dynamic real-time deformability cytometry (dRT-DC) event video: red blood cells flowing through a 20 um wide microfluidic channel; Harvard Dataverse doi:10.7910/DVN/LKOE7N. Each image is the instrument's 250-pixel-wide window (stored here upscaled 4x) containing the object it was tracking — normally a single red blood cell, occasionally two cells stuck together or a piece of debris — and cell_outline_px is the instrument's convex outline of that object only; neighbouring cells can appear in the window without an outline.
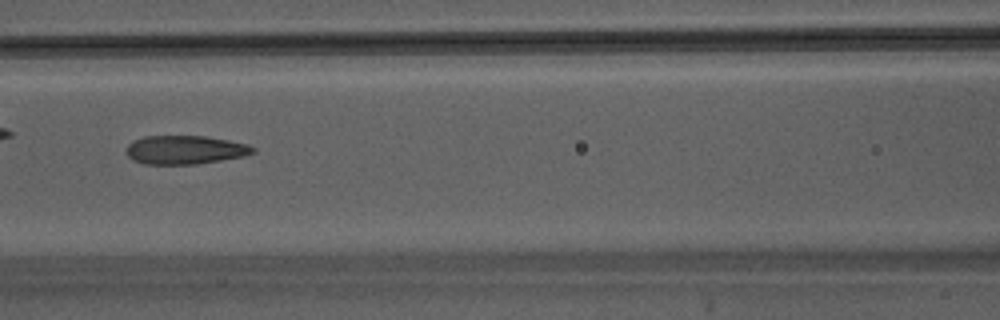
{"species": "Egyptian fruit bat (a non-hibernating species)", "species_latin": "Rousettus aegyptiacus", "temperature_condition": "warm", "stored_images_in_passage": 35, "camera_frame_rate_fps": 3000, "um_per_image_px": 0.085, "animal": {"sex": "male"}, "frame": {"image": 1, "passage_image": 11, "time_ms": 3.333, "image_size_px": [1000, 320], "cell_outline_px": [[256, 152], [244, 156], [196, 164], [144, 164], [132, 160], [124, 152], [128, 144], [132, 140], [144, 136], [204, 136], [228, 140], [248, 144], [256, 148]], "centroid_in_image_um": [15.7, 12.73], "position_along_channel_um": 150.9, "area_um2": 21.33}}